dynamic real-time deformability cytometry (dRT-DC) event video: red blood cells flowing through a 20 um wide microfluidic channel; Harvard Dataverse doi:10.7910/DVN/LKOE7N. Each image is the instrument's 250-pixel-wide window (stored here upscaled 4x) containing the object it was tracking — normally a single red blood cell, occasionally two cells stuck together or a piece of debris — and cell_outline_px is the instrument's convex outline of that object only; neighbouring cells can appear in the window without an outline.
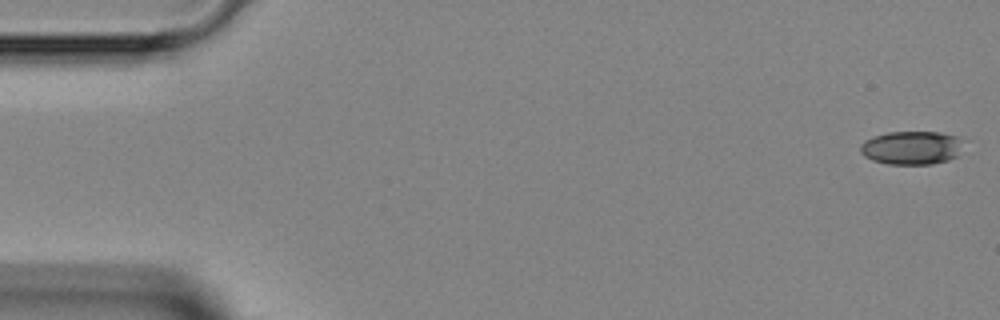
{"species": "Egyptian fruit bat (a non-hibernating species)", "species_latin": "Rousettus aegyptiacus", "temperature_condition": "room temperature", "stored_images_in_passage": 47, "camera_frame_rate_fps": 3000, "um_per_image_px": 0.085, "animal": {"sex": "female"}, "frame": {"image": 1, "passage_image": 1, "time_ms": 0.0, "image_size_px": [1000, 320], "cell_outline_px": [[960, 140], [956, 156], [948, 160], [932, 164], [888, 164], [872, 160], [864, 156], [860, 152], [860, 144], [864, 140], [872, 136], [888, 132], [940, 132], [960, 136]], "centroid_in_image_um": [77.41, 12.55], "position_along_channel_um": 7.6, "area_um2": 20.06}}
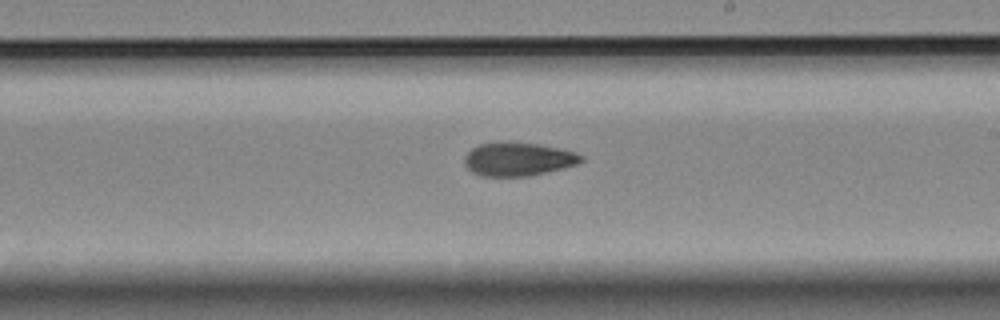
{"frame": {"image": 2, "passage_image": 27, "time_ms": 8.667, "image_size_px": [1000, 320], "cell_outline_px": [[584, 160], [576, 164], [528, 176], [480, 176], [472, 172], [464, 164], [464, 156], [472, 148], [480, 144], [536, 144], [576, 152], [584, 156]], "centroid_in_image_um": [44.02, 13.56], "position_along_channel_um": 245.0, "area_um2": 21.96}}
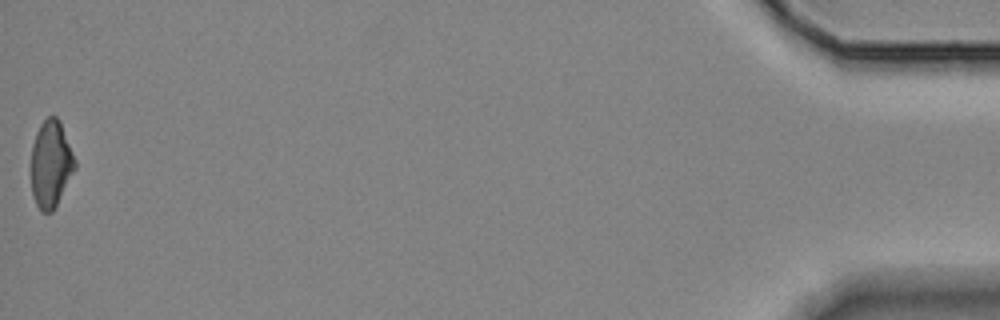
{"frame": {"image": 3, "passage_image": 47, "time_ms": 15.333, "image_size_px": [1000, 320], "cell_outline_px": [[76, 168], [52, 212], [40, 212], [36, 204], [32, 192], [32, 144], [36, 132], [40, 124], [48, 116], [56, 116], [60, 120], [76, 160]], "centroid_in_image_um": [4.33, 13.92], "position_along_channel_um": 430.9, "area_um2": 22.14}}